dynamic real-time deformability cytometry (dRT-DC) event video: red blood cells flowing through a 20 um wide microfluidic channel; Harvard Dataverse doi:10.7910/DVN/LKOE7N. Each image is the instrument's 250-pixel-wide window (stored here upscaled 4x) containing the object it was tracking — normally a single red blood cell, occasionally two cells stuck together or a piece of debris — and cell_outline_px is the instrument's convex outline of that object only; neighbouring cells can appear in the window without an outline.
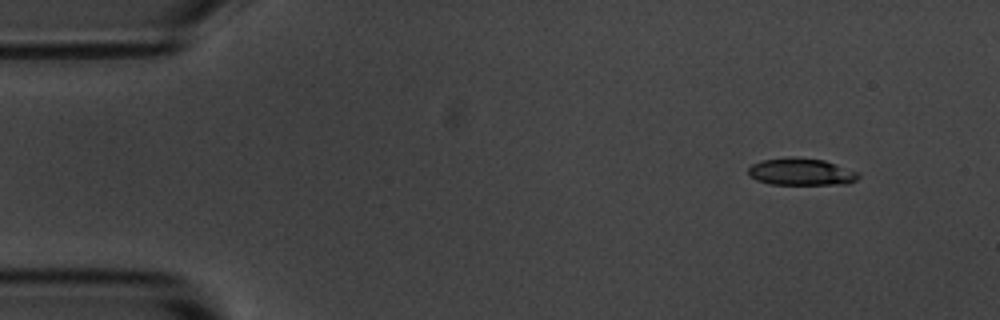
{"species": "common noctule bat (a hibernating species)", "species_latin": "Nyctalus noctula", "temperature_condition": "room temperature", "stored_images_in_passage": 3, "camera_frame_rate_fps": 3000, "um_per_image_px": 0.085, "animal": {"sex": "male", "body_mass_g": 20.1, "forearm_length_mm": 53.5}, "frame": {"image": 1, "passage_image": 1, "time_ms": 0.0, "image_size_px": [1000, 320], "cell_outline_px": [[860, 176], [856, 180], [848, 184], [772, 184], [756, 180], [748, 176], [748, 168], [752, 164], [764, 160], [792, 156], [796, 156], [824, 160], [860, 172]], "centroid_in_image_um": [68.11, 14.6], "position_along_channel_um": 16.9, "area_um2": 17.57}}
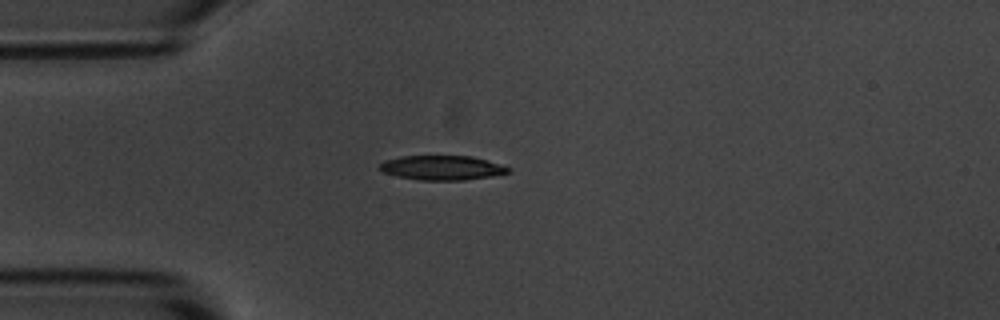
{"frame": {"image": 2, "passage_image": 3, "time_ms": 3.0, "image_size_px": [1000, 320], "cell_outline_px": [[512, 168], [508, 172], [492, 176], [464, 180], [420, 180], [396, 176], [384, 172], [380, 168], [380, 164], [384, 160], [400, 156], [472, 156], [500, 164]], "centroid_in_image_um": [37.57, 14.26], "position_along_channel_um": 47.4, "area_um2": 18.26}}